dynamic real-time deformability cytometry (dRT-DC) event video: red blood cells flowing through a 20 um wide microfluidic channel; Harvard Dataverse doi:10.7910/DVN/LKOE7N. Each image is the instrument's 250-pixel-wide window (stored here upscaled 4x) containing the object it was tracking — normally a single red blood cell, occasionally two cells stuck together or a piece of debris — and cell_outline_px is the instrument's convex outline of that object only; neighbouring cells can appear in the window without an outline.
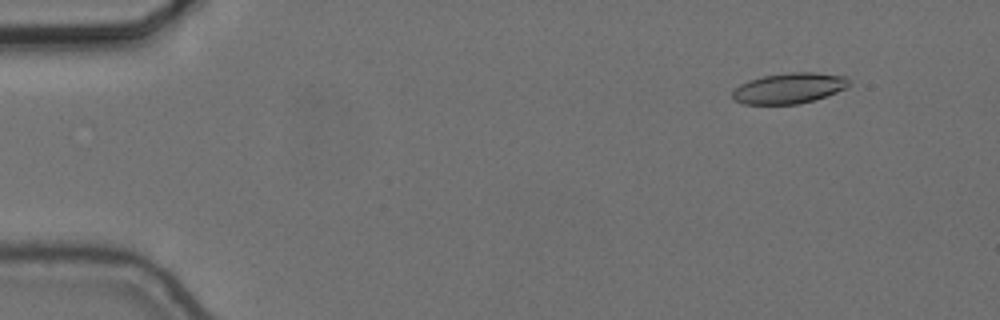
{"species": "common noctule bat (a hibernating species)", "species_latin": "Nyctalus noctula", "temperature_condition": "cold", "stored_images_in_passage": 56, "camera_frame_rate_fps": 3000, "um_per_image_px": 0.085, "animal": {"sex": "female", "body_mass_g": 24.6, "forearm_length_mm": 56.2}, "frame": {"image": 1, "passage_image": 6, "time_ms": 1.667, "image_size_px": [1000, 320], "cell_outline_px": [[852, 84], [836, 92], [812, 100], [796, 104], [744, 104], [736, 100], [732, 96], [732, 92], [740, 84], [748, 80], [764, 76], [788, 72], [816, 72], [848, 76]], "centroid_in_image_um": [67.1, 7.48], "position_along_channel_um": 17.9, "area_um2": 20.75}}
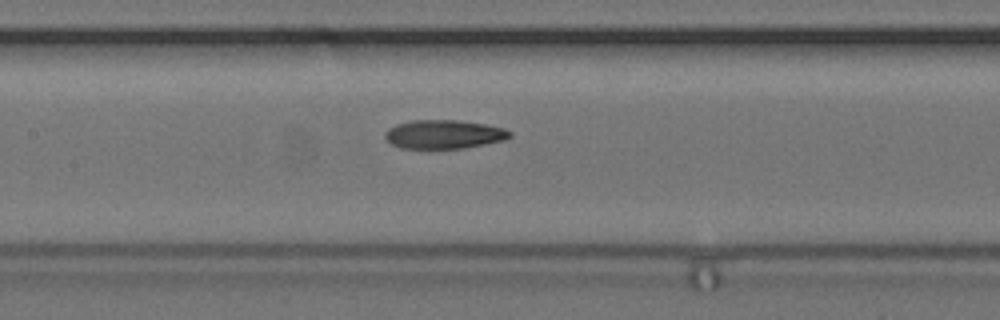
{"frame": {"image": 2, "passage_image": 27, "time_ms": 8.667, "image_size_px": [1000, 320], "cell_outline_px": [[512, 136], [504, 140], [464, 148], [400, 148], [392, 144], [384, 136], [384, 132], [388, 128], [396, 124], [412, 120], [460, 120], [484, 124], [504, 128], [512, 132]], "centroid_in_image_um": [37.73, 11.41], "position_along_channel_um": 169.7, "area_um2": 20.92}}
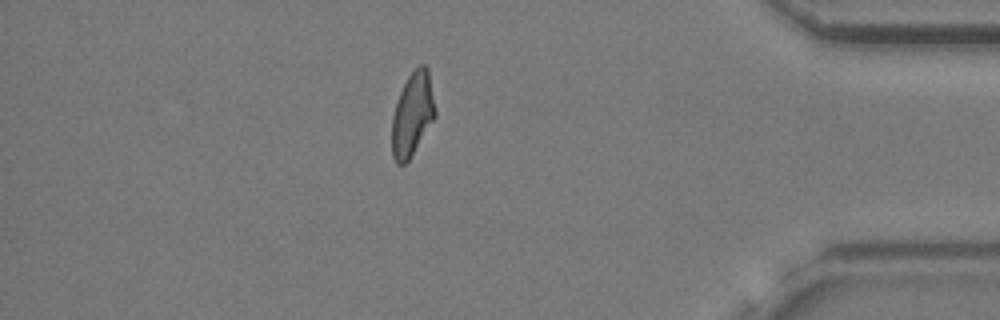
{"frame": {"image": 3, "passage_image": 49, "time_ms": 16.0, "image_size_px": [1000, 320], "cell_outline_px": [[436, 116], [408, 160], [404, 164], [396, 164], [392, 156], [392, 116], [400, 92], [408, 76], [420, 64], [424, 64], [428, 68], [436, 112]], "centroid_in_image_um": [35.05, 9.71], "position_along_channel_um": 400.1, "area_um2": 20.81}, "authors_computed_cell_mechanics": {"area_um2": 21.2704, "velocity_mm_per_s": 3.6567, "shape_relaxation_time_tau1_ms": null, "shape_relaxation_time_tau2_ms": 7.1165, "deformation_change_tau1": null, "deformation_change_tau2": 0.1686}}